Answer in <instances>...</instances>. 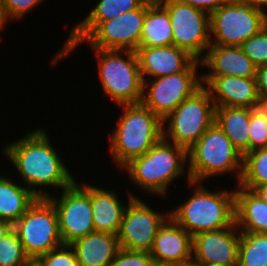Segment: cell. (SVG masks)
Returning <instances> with one entry per match:
<instances>
[{"label":"cell","instance_id":"cell-19","mask_svg":"<svg viewBox=\"0 0 267 266\" xmlns=\"http://www.w3.org/2000/svg\"><path fill=\"white\" fill-rule=\"evenodd\" d=\"M200 60L209 73L202 76L256 77V66L240 46L210 45Z\"/></svg>","mask_w":267,"mask_h":266},{"label":"cell","instance_id":"cell-13","mask_svg":"<svg viewBox=\"0 0 267 266\" xmlns=\"http://www.w3.org/2000/svg\"><path fill=\"white\" fill-rule=\"evenodd\" d=\"M54 205L59 224V233L63 244L95 232L91 208V185H81L75 180L62 190L59 199L49 196Z\"/></svg>","mask_w":267,"mask_h":266},{"label":"cell","instance_id":"cell-8","mask_svg":"<svg viewBox=\"0 0 267 266\" xmlns=\"http://www.w3.org/2000/svg\"><path fill=\"white\" fill-rule=\"evenodd\" d=\"M214 122L215 105L202 86L163 119V138L188 150Z\"/></svg>","mask_w":267,"mask_h":266},{"label":"cell","instance_id":"cell-12","mask_svg":"<svg viewBox=\"0 0 267 266\" xmlns=\"http://www.w3.org/2000/svg\"><path fill=\"white\" fill-rule=\"evenodd\" d=\"M169 13L173 45L201 60L211 45L210 14L173 0H157Z\"/></svg>","mask_w":267,"mask_h":266},{"label":"cell","instance_id":"cell-10","mask_svg":"<svg viewBox=\"0 0 267 266\" xmlns=\"http://www.w3.org/2000/svg\"><path fill=\"white\" fill-rule=\"evenodd\" d=\"M266 26V12L227 0L210 14L211 45L241 46Z\"/></svg>","mask_w":267,"mask_h":266},{"label":"cell","instance_id":"cell-40","mask_svg":"<svg viewBox=\"0 0 267 266\" xmlns=\"http://www.w3.org/2000/svg\"><path fill=\"white\" fill-rule=\"evenodd\" d=\"M24 266H43L42 263L37 259H29Z\"/></svg>","mask_w":267,"mask_h":266},{"label":"cell","instance_id":"cell-16","mask_svg":"<svg viewBox=\"0 0 267 266\" xmlns=\"http://www.w3.org/2000/svg\"><path fill=\"white\" fill-rule=\"evenodd\" d=\"M202 85L209 91L215 107L260 106L256 77L202 76Z\"/></svg>","mask_w":267,"mask_h":266},{"label":"cell","instance_id":"cell-27","mask_svg":"<svg viewBox=\"0 0 267 266\" xmlns=\"http://www.w3.org/2000/svg\"><path fill=\"white\" fill-rule=\"evenodd\" d=\"M267 184V147L243 155L242 175L237 186L253 190Z\"/></svg>","mask_w":267,"mask_h":266},{"label":"cell","instance_id":"cell-23","mask_svg":"<svg viewBox=\"0 0 267 266\" xmlns=\"http://www.w3.org/2000/svg\"><path fill=\"white\" fill-rule=\"evenodd\" d=\"M146 0H98L89 14L71 28L66 41H82L100 22L138 9Z\"/></svg>","mask_w":267,"mask_h":266},{"label":"cell","instance_id":"cell-28","mask_svg":"<svg viewBox=\"0 0 267 266\" xmlns=\"http://www.w3.org/2000/svg\"><path fill=\"white\" fill-rule=\"evenodd\" d=\"M237 266H267V234L240 232Z\"/></svg>","mask_w":267,"mask_h":266},{"label":"cell","instance_id":"cell-29","mask_svg":"<svg viewBox=\"0 0 267 266\" xmlns=\"http://www.w3.org/2000/svg\"><path fill=\"white\" fill-rule=\"evenodd\" d=\"M28 260L16 232L11 229L0 240V266H24Z\"/></svg>","mask_w":267,"mask_h":266},{"label":"cell","instance_id":"cell-39","mask_svg":"<svg viewBox=\"0 0 267 266\" xmlns=\"http://www.w3.org/2000/svg\"><path fill=\"white\" fill-rule=\"evenodd\" d=\"M12 229V224L4 221V220H0V240Z\"/></svg>","mask_w":267,"mask_h":266},{"label":"cell","instance_id":"cell-35","mask_svg":"<svg viewBox=\"0 0 267 266\" xmlns=\"http://www.w3.org/2000/svg\"><path fill=\"white\" fill-rule=\"evenodd\" d=\"M180 3L188 4L209 14L216 11L227 0H173Z\"/></svg>","mask_w":267,"mask_h":266},{"label":"cell","instance_id":"cell-4","mask_svg":"<svg viewBox=\"0 0 267 266\" xmlns=\"http://www.w3.org/2000/svg\"><path fill=\"white\" fill-rule=\"evenodd\" d=\"M185 164H188L187 150L162 138L123 169L139 188L161 197L167 194L170 182L184 176Z\"/></svg>","mask_w":267,"mask_h":266},{"label":"cell","instance_id":"cell-34","mask_svg":"<svg viewBox=\"0 0 267 266\" xmlns=\"http://www.w3.org/2000/svg\"><path fill=\"white\" fill-rule=\"evenodd\" d=\"M153 264L150 252L130 251L121 248L111 266H151Z\"/></svg>","mask_w":267,"mask_h":266},{"label":"cell","instance_id":"cell-37","mask_svg":"<svg viewBox=\"0 0 267 266\" xmlns=\"http://www.w3.org/2000/svg\"><path fill=\"white\" fill-rule=\"evenodd\" d=\"M235 1L267 13V11H265L267 7V0H235Z\"/></svg>","mask_w":267,"mask_h":266},{"label":"cell","instance_id":"cell-17","mask_svg":"<svg viewBox=\"0 0 267 266\" xmlns=\"http://www.w3.org/2000/svg\"><path fill=\"white\" fill-rule=\"evenodd\" d=\"M150 255L158 265L191 264L192 236L169 217L159 228Z\"/></svg>","mask_w":267,"mask_h":266},{"label":"cell","instance_id":"cell-33","mask_svg":"<svg viewBox=\"0 0 267 266\" xmlns=\"http://www.w3.org/2000/svg\"><path fill=\"white\" fill-rule=\"evenodd\" d=\"M43 266H79L70 244H63L37 258Z\"/></svg>","mask_w":267,"mask_h":266},{"label":"cell","instance_id":"cell-43","mask_svg":"<svg viewBox=\"0 0 267 266\" xmlns=\"http://www.w3.org/2000/svg\"><path fill=\"white\" fill-rule=\"evenodd\" d=\"M164 266V265H162ZM170 266H191V264H188V265H170Z\"/></svg>","mask_w":267,"mask_h":266},{"label":"cell","instance_id":"cell-21","mask_svg":"<svg viewBox=\"0 0 267 266\" xmlns=\"http://www.w3.org/2000/svg\"><path fill=\"white\" fill-rule=\"evenodd\" d=\"M116 192L91 185V208L96 232L118 234L127 205L119 200Z\"/></svg>","mask_w":267,"mask_h":266},{"label":"cell","instance_id":"cell-3","mask_svg":"<svg viewBox=\"0 0 267 266\" xmlns=\"http://www.w3.org/2000/svg\"><path fill=\"white\" fill-rule=\"evenodd\" d=\"M123 113L111 136L113 163L119 168L145 154L163 138V120L142 103L121 104Z\"/></svg>","mask_w":267,"mask_h":266},{"label":"cell","instance_id":"cell-11","mask_svg":"<svg viewBox=\"0 0 267 266\" xmlns=\"http://www.w3.org/2000/svg\"><path fill=\"white\" fill-rule=\"evenodd\" d=\"M195 60L185 71L143 81L141 103L162 120L175 110L185 99L191 97L202 85V75ZM149 82V83H148Z\"/></svg>","mask_w":267,"mask_h":266},{"label":"cell","instance_id":"cell-42","mask_svg":"<svg viewBox=\"0 0 267 266\" xmlns=\"http://www.w3.org/2000/svg\"><path fill=\"white\" fill-rule=\"evenodd\" d=\"M191 266H221V265H191Z\"/></svg>","mask_w":267,"mask_h":266},{"label":"cell","instance_id":"cell-20","mask_svg":"<svg viewBox=\"0 0 267 266\" xmlns=\"http://www.w3.org/2000/svg\"><path fill=\"white\" fill-rule=\"evenodd\" d=\"M79 266H111L121 249L116 235L92 232L70 244Z\"/></svg>","mask_w":267,"mask_h":266},{"label":"cell","instance_id":"cell-5","mask_svg":"<svg viewBox=\"0 0 267 266\" xmlns=\"http://www.w3.org/2000/svg\"><path fill=\"white\" fill-rule=\"evenodd\" d=\"M188 183L201 182L224 173L237 174V184L242 175L243 154L232 144L214 122L188 150Z\"/></svg>","mask_w":267,"mask_h":266},{"label":"cell","instance_id":"cell-18","mask_svg":"<svg viewBox=\"0 0 267 266\" xmlns=\"http://www.w3.org/2000/svg\"><path fill=\"white\" fill-rule=\"evenodd\" d=\"M142 80L159 78L185 71L196 59L175 45L139 47L135 50Z\"/></svg>","mask_w":267,"mask_h":266},{"label":"cell","instance_id":"cell-31","mask_svg":"<svg viewBox=\"0 0 267 266\" xmlns=\"http://www.w3.org/2000/svg\"><path fill=\"white\" fill-rule=\"evenodd\" d=\"M44 0H0L1 29L7 21L21 19Z\"/></svg>","mask_w":267,"mask_h":266},{"label":"cell","instance_id":"cell-6","mask_svg":"<svg viewBox=\"0 0 267 266\" xmlns=\"http://www.w3.org/2000/svg\"><path fill=\"white\" fill-rule=\"evenodd\" d=\"M93 49L97 54L100 83L106 96L119 107L121 104L141 103L143 80L135 51Z\"/></svg>","mask_w":267,"mask_h":266},{"label":"cell","instance_id":"cell-44","mask_svg":"<svg viewBox=\"0 0 267 266\" xmlns=\"http://www.w3.org/2000/svg\"><path fill=\"white\" fill-rule=\"evenodd\" d=\"M151 266H162V265H158V264H154V263H153Z\"/></svg>","mask_w":267,"mask_h":266},{"label":"cell","instance_id":"cell-36","mask_svg":"<svg viewBox=\"0 0 267 266\" xmlns=\"http://www.w3.org/2000/svg\"><path fill=\"white\" fill-rule=\"evenodd\" d=\"M257 90L261 101L267 99V64L256 67Z\"/></svg>","mask_w":267,"mask_h":266},{"label":"cell","instance_id":"cell-30","mask_svg":"<svg viewBox=\"0 0 267 266\" xmlns=\"http://www.w3.org/2000/svg\"><path fill=\"white\" fill-rule=\"evenodd\" d=\"M249 133V152L267 147V116L258 107L250 109Z\"/></svg>","mask_w":267,"mask_h":266},{"label":"cell","instance_id":"cell-32","mask_svg":"<svg viewBox=\"0 0 267 266\" xmlns=\"http://www.w3.org/2000/svg\"><path fill=\"white\" fill-rule=\"evenodd\" d=\"M245 55L258 67L267 64V26L240 46Z\"/></svg>","mask_w":267,"mask_h":266},{"label":"cell","instance_id":"cell-41","mask_svg":"<svg viewBox=\"0 0 267 266\" xmlns=\"http://www.w3.org/2000/svg\"><path fill=\"white\" fill-rule=\"evenodd\" d=\"M267 116V99L261 101L259 106Z\"/></svg>","mask_w":267,"mask_h":266},{"label":"cell","instance_id":"cell-2","mask_svg":"<svg viewBox=\"0 0 267 266\" xmlns=\"http://www.w3.org/2000/svg\"><path fill=\"white\" fill-rule=\"evenodd\" d=\"M202 182H189L193 195L170 211V217L192 237L235 224V189L207 190Z\"/></svg>","mask_w":267,"mask_h":266},{"label":"cell","instance_id":"cell-9","mask_svg":"<svg viewBox=\"0 0 267 266\" xmlns=\"http://www.w3.org/2000/svg\"><path fill=\"white\" fill-rule=\"evenodd\" d=\"M25 254L35 259L63 245L57 211L48 198H37L12 225Z\"/></svg>","mask_w":267,"mask_h":266},{"label":"cell","instance_id":"cell-1","mask_svg":"<svg viewBox=\"0 0 267 266\" xmlns=\"http://www.w3.org/2000/svg\"><path fill=\"white\" fill-rule=\"evenodd\" d=\"M48 137L44 128L34 129L2 149L3 155L8 157L20 174L18 176L22 178L24 186L38 198L51 196L49 191L37 189L39 186L63 190L75 181Z\"/></svg>","mask_w":267,"mask_h":266},{"label":"cell","instance_id":"cell-22","mask_svg":"<svg viewBox=\"0 0 267 266\" xmlns=\"http://www.w3.org/2000/svg\"><path fill=\"white\" fill-rule=\"evenodd\" d=\"M235 224L240 232L267 234V203L252 190H235Z\"/></svg>","mask_w":267,"mask_h":266},{"label":"cell","instance_id":"cell-25","mask_svg":"<svg viewBox=\"0 0 267 266\" xmlns=\"http://www.w3.org/2000/svg\"><path fill=\"white\" fill-rule=\"evenodd\" d=\"M37 198L26 186H21L8 177L0 175V220L13 225Z\"/></svg>","mask_w":267,"mask_h":266},{"label":"cell","instance_id":"cell-26","mask_svg":"<svg viewBox=\"0 0 267 266\" xmlns=\"http://www.w3.org/2000/svg\"><path fill=\"white\" fill-rule=\"evenodd\" d=\"M173 45V33L168 11L155 0L146 10L139 47Z\"/></svg>","mask_w":267,"mask_h":266},{"label":"cell","instance_id":"cell-38","mask_svg":"<svg viewBox=\"0 0 267 266\" xmlns=\"http://www.w3.org/2000/svg\"><path fill=\"white\" fill-rule=\"evenodd\" d=\"M252 191L267 203V184L258 185Z\"/></svg>","mask_w":267,"mask_h":266},{"label":"cell","instance_id":"cell-24","mask_svg":"<svg viewBox=\"0 0 267 266\" xmlns=\"http://www.w3.org/2000/svg\"><path fill=\"white\" fill-rule=\"evenodd\" d=\"M250 108L215 107V123L244 155L249 152Z\"/></svg>","mask_w":267,"mask_h":266},{"label":"cell","instance_id":"cell-14","mask_svg":"<svg viewBox=\"0 0 267 266\" xmlns=\"http://www.w3.org/2000/svg\"><path fill=\"white\" fill-rule=\"evenodd\" d=\"M126 204L117 234L120 248L150 252L159 228L170 217V211L161 212V215L131 192H128Z\"/></svg>","mask_w":267,"mask_h":266},{"label":"cell","instance_id":"cell-7","mask_svg":"<svg viewBox=\"0 0 267 266\" xmlns=\"http://www.w3.org/2000/svg\"><path fill=\"white\" fill-rule=\"evenodd\" d=\"M154 1L146 0L138 9L100 22L82 41H65L62 49L54 54L51 65L58 63L83 42L92 48L135 51L140 45L146 10Z\"/></svg>","mask_w":267,"mask_h":266},{"label":"cell","instance_id":"cell-15","mask_svg":"<svg viewBox=\"0 0 267 266\" xmlns=\"http://www.w3.org/2000/svg\"><path fill=\"white\" fill-rule=\"evenodd\" d=\"M239 242L240 231L236 224L194 235L191 265L237 266Z\"/></svg>","mask_w":267,"mask_h":266}]
</instances>
